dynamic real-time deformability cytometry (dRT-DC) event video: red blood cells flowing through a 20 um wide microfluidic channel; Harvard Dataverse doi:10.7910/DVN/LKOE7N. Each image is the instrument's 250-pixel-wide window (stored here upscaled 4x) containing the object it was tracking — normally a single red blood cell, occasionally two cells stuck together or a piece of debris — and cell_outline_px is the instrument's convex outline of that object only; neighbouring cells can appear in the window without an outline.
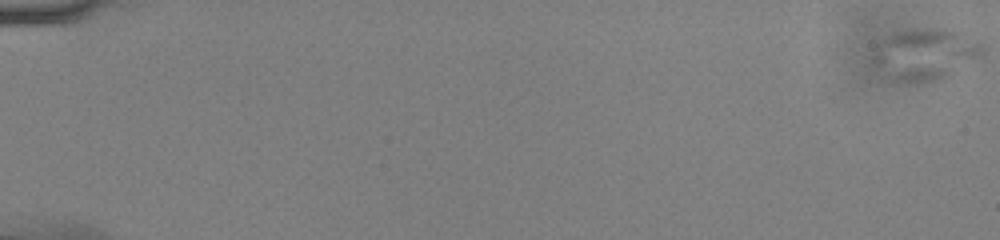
{"species": "common noctule bat (a hibernating species)", "species_latin": "Nyctalus noctula", "temperature_condition": "cold", "stored_images_in_passage": 54, "camera_frame_rate_fps": 3000, "um_per_image_px": 0.085, "animal": {"sex": "male", "body_mass_g": 13.0, "forearm_length_mm": 53.1}, "frame": {"image": 1, "passage_image": 1, "time_ms": 0.0, "image_size_px": [1000, 240], "cell_outline_px": [[984, 56], [944, 76], [932, 80], [908, 84], [880, 80], [872, 68], [868, 56], [876, 40], [892, 32], [952, 32], [976, 40], [984, 44]], "centroid_in_image_um": [78.37, 4.73], "position_along_channel_um": 6.6, "area_um2": 33.23}}
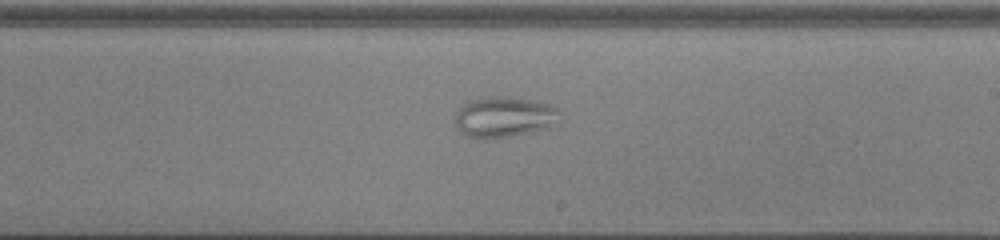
{"frame": {"image": 2, "passage_image": 34, "time_ms": 11.0, "image_size_px": [1000, 240], "cell_outline_px": [[560, 112], [548, 128], [508, 136], [464, 136], [456, 128], [456, 112], [464, 104], [472, 100], [488, 96], [508, 96], [548, 104], [560, 108]], "centroid_in_image_um": [42.82, 9.91], "position_along_channel_um": 246.2, "area_um2": 23.99}}
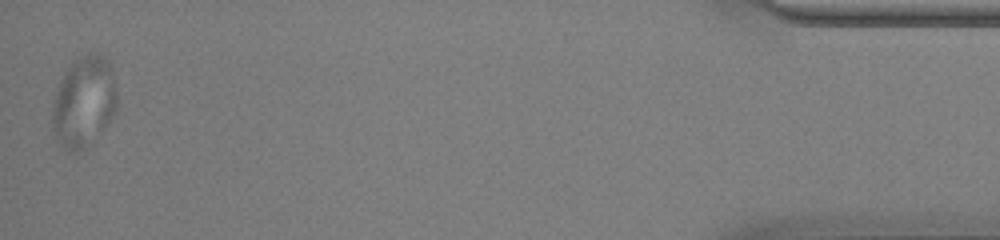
{"frame": {"image": 3, "passage_image": 54, "time_ms": 17.667, "image_size_px": [1000, 240], "cell_outline_px": [[116, 108], [104, 128], [80, 148], [72, 152], [68, 152], [60, 148], [52, 132], [52, 100], [60, 80], [68, 64], [88, 52], [96, 52], [104, 56], [108, 60], [112, 68], [116, 88]], "centroid_in_image_um": [7.08, 8.6], "position_along_channel_um": 428.1, "area_um2": 34.33}}